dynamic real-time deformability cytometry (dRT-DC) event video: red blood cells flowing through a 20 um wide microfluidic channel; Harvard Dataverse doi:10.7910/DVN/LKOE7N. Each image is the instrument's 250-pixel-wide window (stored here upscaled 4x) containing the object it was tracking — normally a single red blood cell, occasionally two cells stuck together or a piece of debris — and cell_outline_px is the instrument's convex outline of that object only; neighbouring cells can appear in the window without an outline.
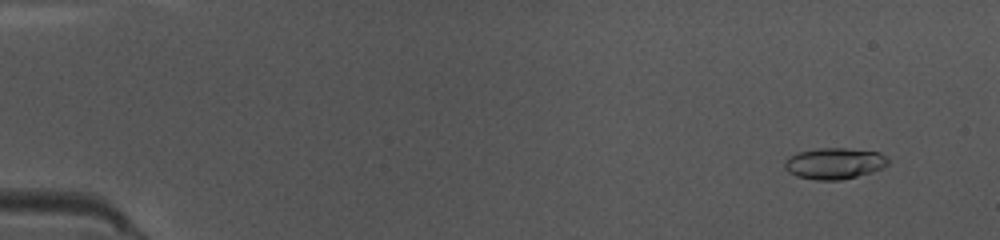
{"species": "common noctule bat (a hibernating species)", "species_latin": "Nyctalus noctula", "temperature_condition": "warm", "stored_images_in_passage": 48, "camera_frame_rate_fps": 3000, "um_per_image_px": 0.085, "animal": {"sex": "female", "body_mass_g": 10.0, "forearm_length_mm": 53.1}, "frame": {"image": 1, "passage_image": 4, "time_ms": 1.0, "image_size_px": [1000, 240], "cell_outline_px": [[888, 164], [872, 172], [840, 180], [816, 180], [796, 176], [788, 172], [784, 168], [784, 164], [788, 156], [800, 152], [820, 148], [844, 148], [880, 152], [888, 156]], "centroid_in_image_um": [70.92, 13.89], "position_along_channel_um": 14.1, "area_um2": 18.79}}
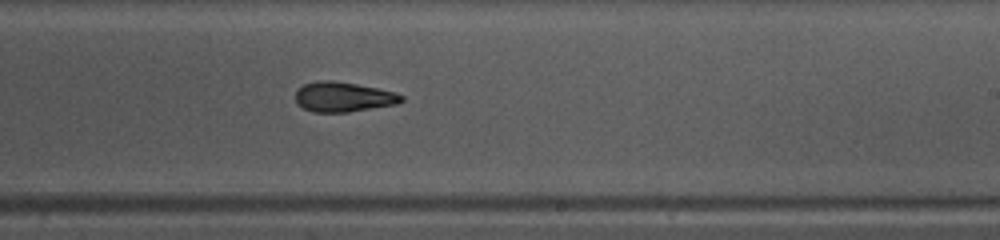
{"frame": {"image": 2, "passage_image": 31, "time_ms": 10.0, "image_size_px": [1000, 240], "cell_outline_px": [[404, 100], [396, 104], [348, 112], [312, 112], [304, 108], [296, 100], [296, 88], [304, 84], [320, 80], [332, 80], [356, 84], [396, 92], [404, 96]], "centroid_in_image_um": [29.18, 8.23], "position_along_channel_um": 259.8, "area_um2": 18.38}}
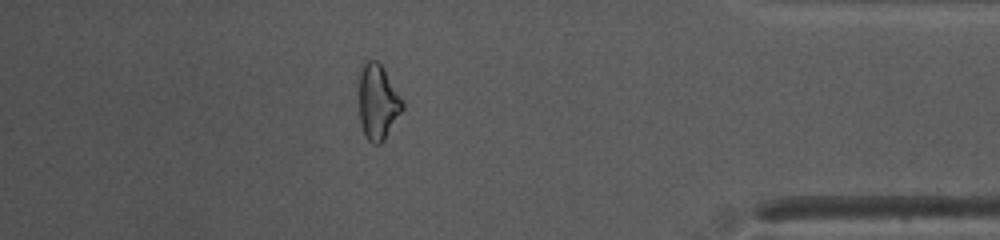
{"frame": {"image": 3, "passage_image": 44, "time_ms": 14.333, "image_size_px": [1000, 240], "cell_outline_px": [[404, 108], [384, 140], [380, 144], [372, 144], [368, 140], [364, 132], [360, 120], [360, 72], [364, 60], [376, 60], [380, 64], [404, 100]], "centroid_in_image_um": [32.14, 8.68], "position_along_channel_um": 403.1, "area_um2": 18.9}}